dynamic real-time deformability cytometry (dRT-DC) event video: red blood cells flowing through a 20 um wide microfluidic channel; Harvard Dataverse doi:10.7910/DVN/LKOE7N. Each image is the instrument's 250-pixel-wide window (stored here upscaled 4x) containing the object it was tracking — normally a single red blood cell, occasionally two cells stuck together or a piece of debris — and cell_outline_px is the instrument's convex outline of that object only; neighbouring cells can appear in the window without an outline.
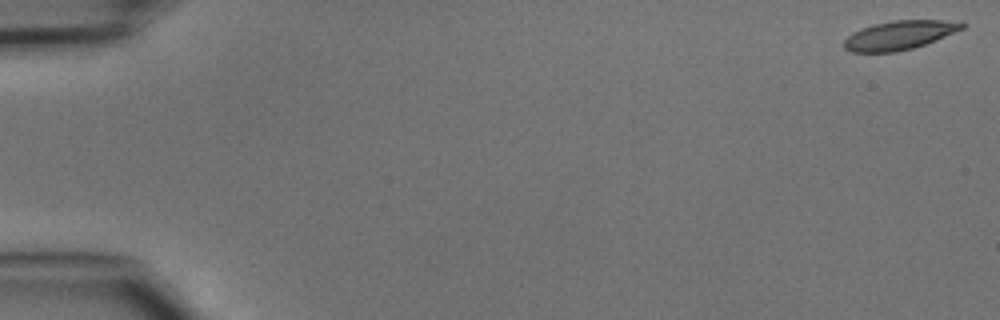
{"species": "common noctule bat (a hibernating species)", "species_latin": "Nyctalus noctula", "temperature_condition": "cold", "stored_images_in_passage": 9, "camera_frame_rate_fps": 3000, "um_per_image_px": 0.085, "animal": {"sex": "male", "body_mass_g": 15.6}, "frame": {"image": 1, "passage_image": 1, "time_ms": 0.0, "image_size_px": [1000, 320], "cell_outline_px": [[968, 24], [964, 28], [924, 44], [912, 48], [896, 52], [852, 52], [844, 48], [844, 40], [852, 32], [872, 24], [892, 20], [940, 20]], "centroid_in_image_um": [76.39, 2.99], "position_along_channel_um": 8.6, "area_um2": 19.65}}